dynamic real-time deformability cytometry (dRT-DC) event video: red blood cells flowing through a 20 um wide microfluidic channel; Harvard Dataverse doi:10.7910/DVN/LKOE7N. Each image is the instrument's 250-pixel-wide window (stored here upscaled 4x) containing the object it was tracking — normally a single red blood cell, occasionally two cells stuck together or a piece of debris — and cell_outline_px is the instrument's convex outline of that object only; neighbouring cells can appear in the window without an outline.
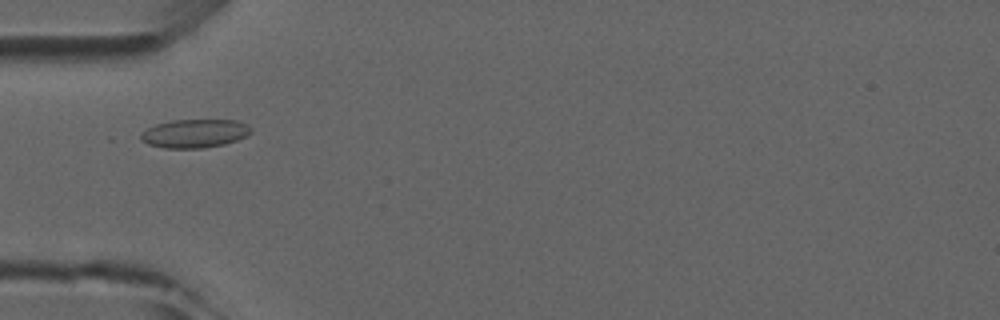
{"species": "common noctule bat (a hibernating species)", "species_latin": "Nyctalus noctula", "temperature_condition": "room temperature", "stored_images_in_passage": 4, "camera_frame_rate_fps": 3000, "um_per_image_px": 0.085, "animal": {"sex": "male", "forearm_length_mm": 52.5}, "frame": {"image": 1, "passage_image": 4, "time_ms": 3.333, "image_size_px": [1000, 320], "cell_outline_px": [[252, 132], [236, 140], [224, 144], [204, 148], [164, 148], [148, 144], [140, 140], [140, 132], [156, 124], [172, 120], [236, 120], [248, 124], [252, 128]], "centroid_in_image_um": [16.53, 11.34], "position_along_channel_um": 68.5, "area_um2": 18.38}}